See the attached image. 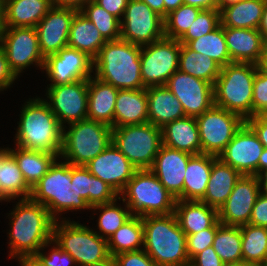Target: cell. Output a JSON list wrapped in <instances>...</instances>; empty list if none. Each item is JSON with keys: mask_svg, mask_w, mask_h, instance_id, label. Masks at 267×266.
Returning a JSON list of instances; mask_svg holds the SVG:
<instances>
[{"mask_svg": "<svg viewBox=\"0 0 267 266\" xmlns=\"http://www.w3.org/2000/svg\"><path fill=\"white\" fill-rule=\"evenodd\" d=\"M77 12L72 8L52 6L36 25L39 48L44 58L68 46L69 31Z\"/></svg>", "mask_w": 267, "mask_h": 266, "instance_id": "cell-20", "label": "cell"}, {"mask_svg": "<svg viewBox=\"0 0 267 266\" xmlns=\"http://www.w3.org/2000/svg\"><path fill=\"white\" fill-rule=\"evenodd\" d=\"M119 197L113 202L97 204L91 206V210L100 211L98 217L97 230L95 232L101 237L108 240L123 224H125L133 215L126 204L122 207L117 201Z\"/></svg>", "mask_w": 267, "mask_h": 266, "instance_id": "cell-41", "label": "cell"}, {"mask_svg": "<svg viewBox=\"0 0 267 266\" xmlns=\"http://www.w3.org/2000/svg\"><path fill=\"white\" fill-rule=\"evenodd\" d=\"M119 89L94 76L88 79L87 119L105 123L114 128L115 101Z\"/></svg>", "mask_w": 267, "mask_h": 266, "instance_id": "cell-26", "label": "cell"}, {"mask_svg": "<svg viewBox=\"0 0 267 266\" xmlns=\"http://www.w3.org/2000/svg\"><path fill=\"white\" fill-rule=\"evenodd\" d=\"M185 5L204 9H217L218 0H183Z\"/></svg>", "mask_w": 267, "mask_h": 266, "instance_id": "cell-56", "label": "cell"}, {"mask_svg": "<svg viewBox=\"0 0 267 266\" xmlns=\"http://www.w3.org/2000/svg\"><path fill=\"white\" fill-rule=\"evenodd\" d=\"M141 46L123 39L107 41L93 59V76L119 90L144 89Z\"/></svg>", "mask_w": 267, "mask_h": 266, "instance_id": "cell-3", "label": "cell"}, {"mask_svg": "<svg viewBox=\"0 0 267 266\" xmlns=\"http://www.w3.org/2000/svg\"><path fill=\"white\" fill-rule=\"evenodd\" d=\"M187 46L193 51L211 57L221 67L231 63L224 36V27L221 24L212 32L191 40Z\"/></svg>", "mask_w": 267, "mask_h": 266, "instance_id": "cell-42", "label": "cell"}, {"mask_svg": "<svg viewBox=\"0 0 267 266\" xmlns=\"http://www.w3.org/2000/svg\"><path fill=\"white\" fill-rule=\"evenodd\" d=\"M225 265L242 262V238L239 226L224 225L217 220V230L212 244Z\"/></svg>", "mask_w": 267, "mask_h": 266, "instance_id": "cell-39", "label": "cell"}, {"mask_svg": "<svg viewBox=\"0 0 267 266\" xmlns=\"http://www.w3.org/2000/svg\"><path fill=\"white\" fill-rule=\"evenodd\" d=\"M262 192H267V169H264L257 175Z\"/></svg>", "mask_w": 267, "mask_h": 266, "instance_id": "cell-63", "label": "cell"}, {"mask_svg": "<svg viewBox=\"0 0 267 266\" xmlns=\"http://www.w3.org/2000/svg\"><path fill=\"white\" fill-rule=\"evenodd\" d=\"M267 169V148H264L258 161V174Z\"/></svg>", "mask_w": 267, "mask_h": 266, "instance_id": "cell-62", "label": "cell"}, {"mask_svg": "<svg viewBox=\"0 0 267 266\" xmlns=\"http://www.w3.org/2000/svg\"><path fill=\"white\" fill-rule=\"evenodd\" d=\"M112 264L113 266H159L144 249L118 254L112 258Z\"/></svg>", "mask_w": 267, "mask_h": 266, "instance_id": "cell-49", "label": "cell"}, {"mask_svg": "<svg viewBox=\"0 0 267 266\" xmlns=\"http://www.w3.org/2000/svg\"><path fill=\"white\" fill-rule=\"evenodd\" d=\"M225 266H261V265L256 264V263L241 262V263L232 264V265H225Z\"/></svg>", "mask_w": 267, "mask_h": 266, "instance_id": "cell-66", "label": "cell"}, {"mask_svg": "<svg viewBox=\"0 0 267 266\" xmlns=\"http://www.w3.org/2000/svg\"><path fill=\"white\" fill-rule=\"evenodd\" d=\"M6 149L15 158L25 182L31 189L48 172L54 161L59 158L57 154L28 150L17 145L14 149L9 147Z\"/></svg>", "mask_w": 267, "mask_h": 266, "instance_id": "cell-33", "label": "cell"}, {"mask_svg": "<svg viewBox=\"0 0 267 266\" xmlns=\"http://www.w3.org/2000/svg\"><path fill=\"white\" fill-rule=\"evenodd\" d=\"M241 176L236 169L212 155V171L206 193L200 201L218 210L226 202Z\"/></svg>", "mask_w": 267, "mask_h": 266, "instance_id": "cell-28", "label": "cell"}, {"mask_svg": "<svg viewBox=\"0 0 267 266\" xmlns=\"http://www.w3.org/2000/svg\"><path fill=\"white\" fill-rule=\"evenodd\" d=\"M263 149L257 134L245 122L218 158L241 175L257 176L258 161Z\"/></svg>", "mask_w": 267, "mask_h": 266, "instance_id": "cell-17", "label": "cell"}, {"mask_svg": "<svg viewBox=\"0 0 267 266\" xmlns=\"http://www.w3.org/2000/svg\"><path fill=\"white\" fill-rule=\"evenodd\" d=\"M184 1L183 0H164V5H165V17L169 12L172 10L177 9L179 6L183 5Z\"/></svg>", "mask_w": 267, "mask_h": 266, "instance_id": "cell-61", "label": "cell"}, {"mask_svg": "<svg viewBox=\"0 0 267 266\" xmlns=\"http://www.w3.org/2000/svg\"><path fill=\"white\" fill-rule=\"evenodd\" d=\"M165 37L164 18L141 0H129L120 21V38L144 46Z\"/></svg>", "mask_w": 267, "mask_h": 266, "instance_id": "cell-13", "label": "cell"}, {"mask_svg": "<svg viewBox=\"0 0 267 266\" xmlns=\"http://www.w3.org/2000/svg\"><path fill=\"white\" fill-rule=\"evenodd\" d=\"M178 69L214 85L221 66L211 57L193 51L186 44H181Z\"/></svg>", "mask_w": 267, "mask_h": 266, "instance_id": "cell-38", "label": "cell"}, {"mask_svg": "<svg viewBox=\"0 0 267 266\" xmlns=\"http://www.w3.org/2000/svg\"><path fill=\"white\" fill-rule=\"evenodd\" d=\"M0 46L17 77L31 65L43 70L45 58L39 48L35 27H5Z\"/></svg>", "mask_w": 267, "mask_h": 266, "instance_id": "cell-14", "label": "cell"}, {"mask_svg": "<svg viewBox=\"0 0 267 266\" xmlns=\"http://www.w3.org/2000/svg\"><path fill=\"white\" fill-rule=\"evenodd\" d=\"M110 14L117 17L120 21L124 16L125 9L129 0H93Z\"/></svg>", "mask_w": 267, "mask_h": 266, "instance_id": "cell-54", "label": "cell"}, {"mask_svg": "<svg viewBox=\"0 0 267 266\" xmlns=\"http://www.w3.org/2000/svg\"><path fill=\"white\" fill-rule=\"evenodd\" d=\"M258 66L232 62L221 67L213 85L214 105L240 115L252 117L253 83Z\"/></svg>", "mask_w": 267, "mask_h": 266, "instance_id": "cell-6", "label": "cell"}, {"mask_svg": "<svg viewBox=\"0 0 267 266\" xmlns=\"http://www.w3.org/2000/svg\"><path fill=\"white\" fill-rule=\"evenodd\" d=\"M181 43L177 39L163 37L151 44L141 46L140 62L143 85L165 86L179 68Z\"/></svg>", "mask_w": 267, "mask_h": 266, "instance_id": "cell-11", "label": "cell"}, {"mask_svg": "<svg viewBox=\"0 0 267 266\" xmlns=\"http://www.w3.org/2000/svg\"><path fill=\"white\" fill-rule=\"evenodd\" d=\"M224 36L231 63H259L265 41L258 29L224 27Z\"/></svg>", "mask_w": 267, "mask_h": 266, "instance_id": "cell-23", "label": "cell"}, {"mask_svg": "<svg viewBox=\"0 0 267 266\" xmlns=\"http://www.w3.org/2000/svg\"><path fill=\"white\" fill-rule=\"evenodd\" d=\"M266 0H242L220 11L223 27L258 29Z\"/></svg>", "mask_w": 267, "mask_h": 266, "instance_id": "cell-35", "label": "cell"}, {"mask_svg": "<svg viewBox=\"0 0 267 266\" xmlns=\"http://www.w3.org/2000/svg\"><path fill=\"white\" fill-rule=\"evenodd\" d=\"M192 154L161 145L151 171L176 200H183V183Z\"/></svg>", "mask_w": 267, "mask_h": 266, "instance_id": "cell-22", "label": "cell"}, {"mask_svg": "<svg viewBox=\"0 0 267 266\" xmlns=\"http://www.w3.org/2000/svg\"><path fill=\"white\" fill-rule=\"evenodd\" d=\"M202 153L217 156L246 122L240 115L213 105L196 117Z\"/></svg>", "mask_w": 267, "mask_h": 266, "instance_id": "cell-12", "label": "cell"}, {"mask_svg": "<svg viewBox=\"0 0 267 266\" xmlns=\"http://www.w3.org/2000/svg\"><path fill=\"white\" fill-rule=\"evenodd\" d=\"M59 160L33 186L30 199L44 205L55 220H66L61 218L63 212L90 210L91 206L75 189V165Z\"/></svg>", "mask_w": 267, "mask_h": 266, "instance_id": "cell-4", "label": "cell"}, {"mask_svg": "<svg viewBox=\"0 0 267 266\" xmlns=\"http://www.w3.org/2000/svg\"><path fill=\"white\" fill-rule=\"evenodd\" d=\"M17 79L9 66L4 49L0 46V92L10 88Z\"/></svg>", "mask_w": 267, "mask_h": 266, "instance_id": "cell-51", "label": "cell"}, {"mask_svg": "<svg viewBox=\"0 0 267 266\" xmlns=\"http://www.w3.org/2000/svg\"><path fill=\"white\" fill-rule=\"evenodd\" d=\"M80 12L84 14L107 40L120 39V20L91 0Z\"/></svg>", "mask_w": 267, "mask_h": 266, "instance_id": "cell-43", "label": "cell"}, {"mask_svg": "<svg viewBox=\"0 0 267 266\" xmlns=\"http://www.w3.org/2000/svg\"><path fill=\"white\" fill-rule=\"evenodd\" d=\"M165 86L180 101L186 116L197 117L214 105L213 84L179 69L171 75Z\"/></svg>", "mask_w": 267, "mask_h": 266, "instance_id": "cell-16", "label": "cell"}, {"mask_svg": "<svg viewBox=\"0 0 267 266\" xmlns=\"http://www.w3.org/2000/svg\"><path fill=\"white\" fill-rule=\"evenodd\" d=\"M110 256L142 250L144 247V227L142 217L132 216L108 240Z\"/></svg>", "mask_w": 267, "mask_h": 266, "instance_id": "cell-37", "label": "cell"}, {"mask_svg": "<svg viewBox=\"0 0 267 266\" xmlns=\"http://www.w3.org/2000/svg\"><path fill=\"white\" fill-rule=\"evenodd\" d=\"M148 122L146 88L119 90L115 101L114 128Z\"/></svg>", "mask_w": 267, "mask_h": 266, "instance_id": "cell-27", "label": "cell"}, {"mask_svg": "<svg viewBox=\"0 0 267 266\" xmlns=\"http://www.w3.org/2000/svg\"><path fill=\"white\" fill-rule=\"evenodd\" d=\"M265 42H267V0L265 2L262 18L258 28Z\"/></svg>", "mask_w": 267, "mask_h": 266, "instance_id": "cell-59", "label": "cell"}, {"mask_svg": "<svg viewBox=\"0 0 267 266\" xmlns=\"http://www.w3.org/2000/svg\"><path fill=\"white\" fill-rule=\"evenodd\" d=\"M45 94V101L62 127L66 123L69 125L87 119L88 79L69 84L47 85Z\"/></svg>", "mask_w": 267, "mask_h": 266, "instance_id": "cell-15", "label": "cell"}, {"mask_svg": "<svg viewBox=\"0 0 267 266\" xmlns=\"http://www.w3.org/2000/svg\"><path fill=\"white\" fill-rule=\"evenodd\" d=\"M246 123L257 134L260 142L267 148V115H256L246 120Z\"/></svg>", "mask_w": 267, "mask_h": 266, "instance_id": "cell-53", "label": "cell"}, {"mask_svg": "<svg viewBox=\"0 0 267 266\" xmlns=\"http://www.w3.org/2000/svg\"><path fill=\"white\" fill-rule=\"evenodd\" d=\"M31 188L25 182L15 158L6 148H0V197L4 202L28 199Z\"/></svg>", "mask_w": 267, "mask_h": 266, "instance_id": "cell-31", "label": "cell"}, {"mask_svg": "<svg viewBox=\"0 0 267 266\" xmlns=\"http://www.w3.org/2000/svg\"><path fill=\"white\" fill-rule=\"evenodd\" d=\"M49 246H51L49 253L47 254V252H43V250ZM35 256L45 266H77L73 257L65 252L54 239L44 244L43 248L37 252Z\"/></svg>", "mask_w": 267, "mask_h": 266, "instance_id": "cell-46", "label": "cell"}, {"mask_svg": "<svg viewBox=\"0 0 267 266\" xmlns=\"http://www.w3.org/2000/svg\"><path fill=\"white\" fill-rule=\"evenodd\" d=\"M174 214L186 235L208 229L218 220V210L198 200H177Z\"/></svg>", "mask_w": 267, "mask_h": 266, "instance_id": "cell-29", "label": "cell"}, {"mask_svg": "<svg viewBox=\"0 0 267 266\" xmlns=\"http://www.w3.org/2000/svg\"><path fill=\"white\" fill-rule=\"evenodd\" d=\"M267 115V74L257 69L253 83L252 117Z\"/></svg>", "mask_w": 267, "mask_h": 266, "instance_id": "cell-47", "label": "cell"}, {"mask_svg": "<svg viewBox=\"0 0 267 266\" xmlns=\"http://www.w3.org/2000/svg\"><path fill=\"white\" fill-rule=\"evenodd\" d=\"M85 167L92 175L110 185L118 194L137 170L112 142Z\"/></svg>", "mask_w": 267, "mask_h": 266, "instance_id": "cell-21", "label": "cell"}, {"mask_svg": "<svg viewBox=\"0 0 267 266\" xmlns=\"http://www.w3.org/2000/svg\"><path fill=\"white\" fill-rule=\"evenodd\" d=\"M200 11L201 9L197 7L183 4L169 12L164 18L165 37L179 40L197 18Z\"/></svg>", "mask_w": 267, "mask_h": 266, "instance_id": "cell-44", "label": "cell"}, {"mask_svg": "<svg viewBox=\"0 0 267 266\" xmlns=\"http://www.w3.org/2000/svg\"><path fill=\"white\" fill-rule=\"evenodd\" d=\"M257 66L261 72L267 74V42L264 43L262 55Z\"/></svg>", "mask_w": 267, "mask_h": 266, "instance_id": "cell-60", "label": "cell"}, {"mask_svg": "<svg viewBox=\"0 0 267 266\" xmlns=\"http://www.w3.org/2000/svg\"><path fill=\"white\" fill-rule=\"evenodd\" d=\"M240 1H242V0H218L217 9L219 11H221L223 8H225V7L229 6V5L238 3Z\"/></svg>", "mask_w": 267, "mask_h": 266, "instance_id": "cell-65", "label": "cell"}, {"mask_svg": "<svg viewBox=\"0 0 267 266\" xmlns=\"http://www.w3.org/2000/svg\"><path fill=\"white\" fill-rule=\"evenodd\" d=\"M91 0H51L52 6L72 8L80 11Z\"/></svg>", "mask_w": 267, "mask_h": 266, "instance_id": "cell-55", "label": "cell"}, {"mask_svg": "<svg viewBox=\"0 0 267 266\" xmlns=\"http://www.w3.org/2000/svg\"><path fill=\"white\" fill-rule=\"evenodd\" d=\"M96 266H113V265H96Z\"/></svg>", "mask_w": 267, "mask_h": 266, "instance_id": "cell-67", "label": "cell"}, {"mask_svg": "<svg viewBox=\"0 0 267 266\" xmlns=\"http://www.w3.org/2000/svg\"><path fill=\"white\" fill-rule=\"evenodd\" d=\"M249 224L267 227V192H261L253 206Z\"/></svg>", "mask_w": 267, "mask_h": 266, "instance_id": "cell-50", "label": "cell"}, {"mask_svg": "<svg viewBox=\"0 0 267 266\" xmlns=\"http://www.w3.org/2000/svg\"><path fill=\"white\" fill-rule=\"evenodd\" d=\"M242 238V262L267 266V227L239 226Z\"/></svg>", "mask_w": 267, "mask_h": 266, "instance_id": "cell-40", "label": "cell"}, {"mask_svg": "<svg viewBox=\"0 0 267 266\" xmlns=\"http://www.w3.org/2000/svg\"><path fill=\"white\" fill-rule=\"evenodd\" d=\"M75 189L90 206L113 202L118 193L106 182L92 175L85 166L75 165Z\"/></svg>", "mask_w": 267, "mask_h": 266, "instance_id": "cell-36", "label": "cell"}, {"mask_svg": "<svg viewBox=\"0 0 267 266\" xmlns=\"http://www.w3.org/2000/svg\"><path fill=\"white\" fill-rule=\"evenodd\" d=\"M212 171V155H192L188 161L183 183V200L200 201L207 190Z\"/></svg>", "mask_w": 267, "mask_h": 266, "instance_id": "cell-34", "label": "cell"}, {"mask_svg": "<svg viewBox=\"0 0 267 266\" xmlns=\"http://www.w3.org/2000/svg\"><path fill=\"white\" fill-rule=\"evenodd\" d=\"M144 247L148 256L159 266L190 264L187 235L182 231L174 213L142 217Z\"/></svg>", "mask_w": 267, "mask_h": 266, "instance_id": "cell-5", "label": "cell"}, {"mask_svg": "<svg viewBox=\"0 0 267 266\" xmlns=\"http://www.w3.org/2000/svg\"><path fill=\"white\" fill-rule=\"evenodd\" d=\"M5 27H36L52 7L51 0H3Z\"/></svg>", "mask_w": 267, "mask_h": 266, "instance_id": "cell-30", "label": "cell"}, {"mask_svg": "<svg viewBox=\"0 0 267 266\" xmlns=\"http://www.w3.org/2000/svg\"><path fill=\"white\" fill-rule=\"evenodd\" d=\"M68 127H63L59 158L71 165L85 166L112 142L113 128L105 123L85 119L71 123Z\"/></svg>", "mask_w": 267, "mask_h": 266, "instance_id": "cell-9", "label": "cell"}, {"mask_svg": "<svg viewBox=\"0 0 267 266\" xmlns=\"http://www.w3.org/2000/svg\"><path fill=\"white\" fill-rule=\"evenodd\" d=\"M161 129L163 145L192 155L202 153L196 117H182Z\"/></svg>", "mask_w": 267, "mask_h": 266, "instance_id": "cell-24", "label": "cell"}, {"mask_svg": "<svg viewBox=\"0 0 267 266\" xmlns=\"http://www.w3.org/2000/svg\"><path fill=\"white\" fill-rule=\"evenodd\" d=\"M8 216L10 259L33 256L53 239L56 220L44 205L30 198L19 199Z\"/></svg>", "mask_w": 267, "mask_h": 266, "instance_id": "cell-1", "label": "cell"}, {"mask_svg": "<svg viewBox=\"0 0 267 266\" xmlns=\"http://www.w3.org/2000/svg\"><path fill=\"white\" fill-rule=\"evenodd\" d=\"M221 24L220 11L218 9L201 10L185 34L179 39L181 44H188L215 30Z\"/></svg>", "mask_w": 267, "mask_h": 266, "instance_id": "cell-45", "label": "cell"}, {"mask_svg": "<svg viewBox=\"0 0 267 266\" xmlns=\"http://www.w3.org/2000/svg\"><path fill=\"white\" fill-rule=\"evenodd\" d=\"M217 230V221L208 229L199 233L187 235V254L189 260L204 249L212 246Z\"/></svg>", "mask_w": 267, "mask_h": 266, "instance_id": "cell-48", "label": "cell"}, {"mask_svg": "<svg viewBox=\"0 0 267 266\" xmlns=\"http://www.w3.org/2000/svg\"><path fill=\"white\" fill-rule=\"evenodd\" d=\"M148 98V122L162 128L167 123L185 117L180 101L166 86L146 88Z\"/></svg>", "mask_w": 267, "mask_h": 266, "instance_id": "cell-25", "label": "cell"}, {"mask_svg": "<svg viewBox=\"0 0 267 266\" xmlns=\"http://www.w3.org/2000/svg\"><path fill=\"white\" fill-rule=\"evenodd\" d=\"M192 266H225L212 246L195 255L191 260Z\"/></svg>", "mask_w": 267, "mask_h": 266, "instance_id": "cell-52", "label": "cell"}, {"mask_svg": "<svg viewBox=\"0 0 267 266\" xmlns=\"http://www.w3.org/2000/svg\"><path fill=\"white\" fill-rule=\"evenodd\" d=\"M146 3L154 12L165 18L164 0H141Z\"/></svg>", "mask_w": 267, "mask_h": 266, "instance_id": "cell-57", "label": "cell"}, {"mask_svg": "<svg viewBox=\"0 0 267 266\" xmlns=\"http://www.w3.org/2000/svg\"><path fill=\"white\" fill-rule=\"evenodd\" d=\"M106 42L96 26L78 11L72 20L68 47L84 52L94 59Z\"/></svg>", "mask_w": 267, "mask_h": 266, "instance_id": "cell-32", "label": "cell"}, {"mask_svg": "<svg viewBox=\"0 0 267 266\" xmlns=\"http://www.w3.org/2000/svg\"><path fill=\"white\" fill-rule=\"evenodd\" d=\"M4 29H5V25H4V1L0 0V43H1L2 36L4 34Z\"/></svg>", "mask_w": 267, "mask_h": 266, "instance_id": "cell-64", "label": "cell"}, {"mask_svg": "<svg viewBox=\"0 0 267 266\" xmlns=\"http://www.w3.org/2000/svg\"><path fill=\"white\" fill-rule=\"evenodd\" d=\"M68 220H56L53 239L75 260L77 266L113 265L107 240L92 228Z\"/></svg>", "mask_w": 267, "mask_h": 266, "instance_id": "cell-7", "label": "cell"}, {"mask_svg": "<svg viewBox=\"0 0 267 266\" xmlns=\"http://www.w3.org/2000/svg\"><path fill=\"white\" fill-rule=\"evenodd\" d=\"M118 197L140 217L174 213L177 201L150 169L136 170Z\"/></svg>", "mask_w": 267, "mask_h": 266, "instance_id": "cell-8", "label": "cell"}, {"mask_svg": "<svg viewBox=\"0 0 267 266\" xmlns=\"http://www.w3.org/2000/svg\"><path fill=\"white\" fill-rule=\"evenodd\" d=\"M112 143L137 170L151 169L162 145V129L149 122L115 127Z\"/></svg>", "mask_w": 267, "mask_h": 266, "instance_id": "cell-10", "label": "cell"}, {"mask_svg": "<svg viewBox=\"0 0 267 266\" xmlns=\"http://www.w3.org/2000/svg\"><path fill=\"white\" fill-rule=\"evenodd\" d=\"M21 107L15 145L60 155L63 127L42 97L29 98Z\"/></svg>", "mask_w": 267, "mask_h": 266, "instance_id": "cell-2", "label": "cell"}, {"mask_svg": "<svg viewBox=\"0 0 267 266\" xmlns=\"http://www.w3.org/2000/svg\"><path fill=\"white\" fill-rule=\"evenodd\" d=\"M17 260L21 266H45L35 255L24 256Z\"/></svg>", "mask_w": 267, "mask_h": 266, "instance_id": "cell-58", "label": "cell"}, {"mask_svg": "<svg viewBox=\"0 0 267 266\" xmlns=\"http://www.w3.org/2000/svg\"><path fill=\"white\" fill-rule=\"evenodd\" d=\"M261 192L257 176L242 175L218 209V221L232 226L249 224L253 206Z\"/></svg>", "mask_w": 267, "mask_h": 266, "instance_id": "cell-19", "label": "cell"}, {"mask_svg": "<svg viewBox=\"0 0 267 266\" xmlns=\"http://www.w3.org/2000/svg\"><path fill=\"white\" fill-rule=\"evenodd\" d=\"M43 71L51 82L49 85L69 84L93 76V59L67 46L45 58Z\"/></svg>", "mask_w": 267, "mask_h": 266, "instance_id": "cell-18", "label": "cell"}]
</instances>
